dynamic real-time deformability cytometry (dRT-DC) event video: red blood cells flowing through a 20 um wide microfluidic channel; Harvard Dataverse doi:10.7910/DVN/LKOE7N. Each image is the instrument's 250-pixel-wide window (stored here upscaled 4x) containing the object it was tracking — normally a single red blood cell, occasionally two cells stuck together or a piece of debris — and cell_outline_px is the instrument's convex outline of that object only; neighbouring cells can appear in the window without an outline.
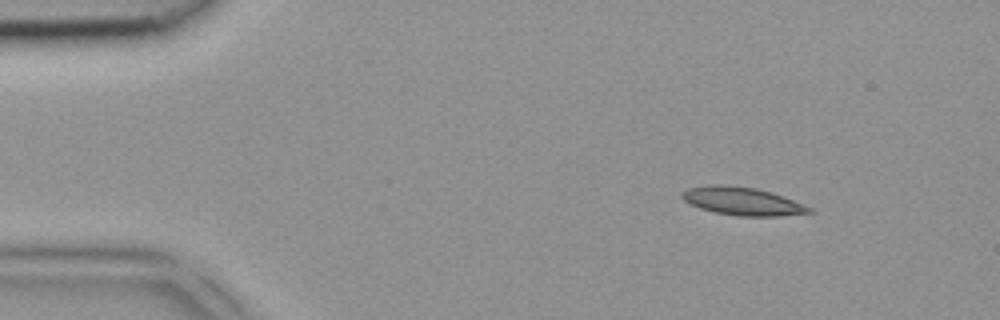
{"species": "common noctule bat (a hibernating species)", "species_latin": "Nyctalus noctula", "temperature_condition": "room temperature", "stored_images_in_passage": 3, "camera_frame_rate_fps": 3000, "um_per_image_px": 0.085, "animal": {"sex": "female", "body_mass_g": 18.4}, "frame": {"image": 1, "passage_image": 1, "time_ms": 0.0, "image_size_px": [1000, 320], "cell_outline_px": [[816, 212], [780, 216], [736, 216], [712, 212], [700, 208], [684, 200], [680, 196], [680, 192], [688, 188], [712, 184], [724, 184], [756, 188], [772, 192], [812, 208]], "centroid_in_image_um": [63.08, 17.1], "position_along_channel_um": 21.9, "area_um2": 20.92}}
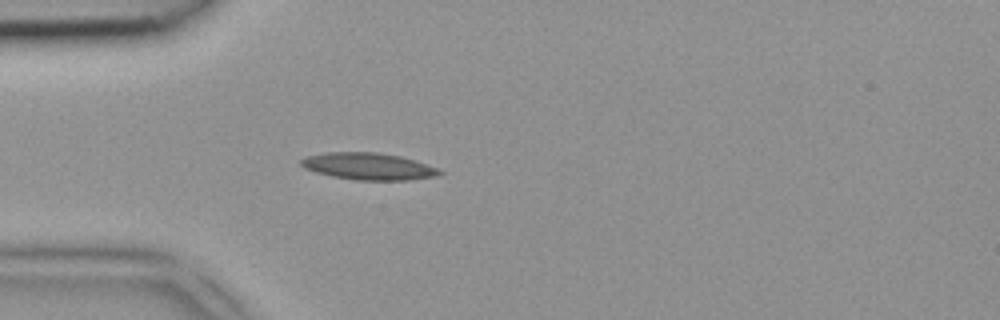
{"frame": {"image": 2, "passage_image": 3, "time_ms": 0.667, "image_size_px": [1000, 320], "cell_outline_px": [[444, 172], [436, 176], [408, 180], [356, 180], [332, 176], [316, 172], [304, 168], [300, 164], [300, 160], [308, 156], [328, 152], [376, 152], [400, 156], [436, 168]], "centroid_in_image_um": [31.28, 14.14], "position_along_channel_um": 53.7, "area_um2": 21.44}}